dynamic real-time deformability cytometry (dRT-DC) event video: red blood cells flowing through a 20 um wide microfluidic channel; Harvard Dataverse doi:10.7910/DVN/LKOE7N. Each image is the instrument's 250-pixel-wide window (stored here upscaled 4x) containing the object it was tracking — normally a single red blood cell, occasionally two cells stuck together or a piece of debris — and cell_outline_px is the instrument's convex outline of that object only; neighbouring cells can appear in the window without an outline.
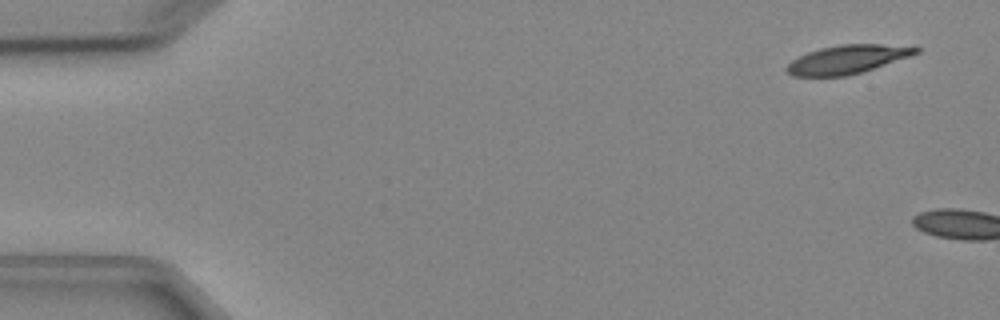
{"species": "Egyptian fruit bat (a non-hibernating species)", "species_latin": "Rousettus aegyptiacus", "temperature_condition": "cold", "stored_images_in_passage": 2, "camera_frame_rate_fps": 3000, "um_per_image_px": 0.085, "animal": {"sex": "female"}, "frame": {"image": 1, "passage_image": 1, "time_ms": 0.0, "image_size_px": [1000, 320], "cell_outline_px": [[920, 52], [912, 56], [860, 72], [844, 76], [792, 76], [784, 72], [784, 68], [792, 60], [808, 52], [820, 48], [840, 44], [880, 44], [920, 48]], "centroid_in_image_um": [71.98, 5.05], "position_along_channel_um": 13.0, "area_um2": 21.39}}